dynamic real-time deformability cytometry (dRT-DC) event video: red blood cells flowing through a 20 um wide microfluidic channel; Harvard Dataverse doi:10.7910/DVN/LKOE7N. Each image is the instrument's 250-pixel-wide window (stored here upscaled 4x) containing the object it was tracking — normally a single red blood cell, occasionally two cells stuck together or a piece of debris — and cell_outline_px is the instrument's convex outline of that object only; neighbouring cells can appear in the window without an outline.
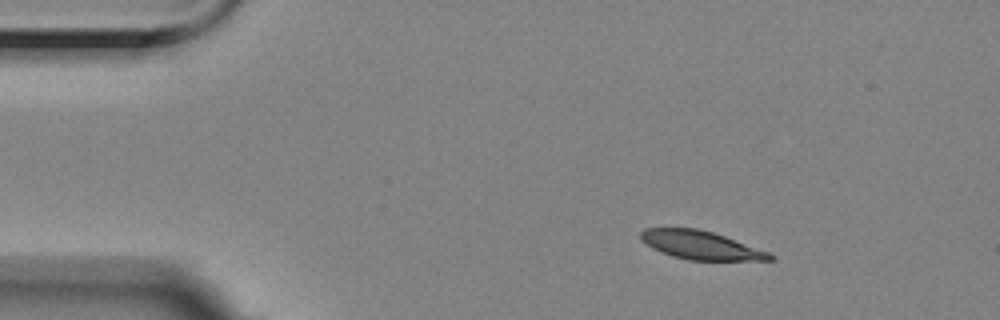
{"species": "Egyptian fruit bat (a non-hibernating species)", "species_latin": "Rousettus aegyptiacus", "temperature_condition": "room temperature", "stored_images_in_passage": 49, "camera_frame_rate_fps": 3000, "um_per_image_px": 0.085, "animal": {"sex": "female"}, "frame": {"image": 1, "passage_image": 1, "time_ms": 0.0, "image_size_px": [1000, 320], "cell_outline_px": [[776, 260], [688, 260], [672, 256], [660, 252], [652, 248], [640, 240], [640, 232], [644, 228], [696, 228], [712, 232], [724, 236], [768, 252], [776, 256]], "centroid_in_image_um": [59.53, 20.84], "position_along_channel_um": 25.5, "area_um2": 21.33}}
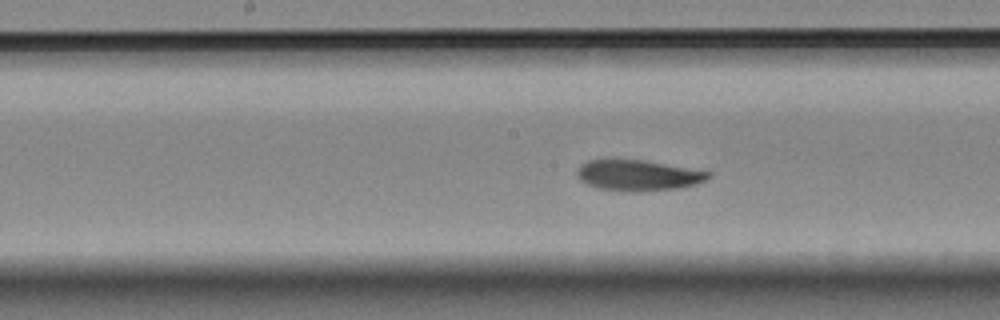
{"frame": {"image": 2, "passage_image": 21, "time_ms": 6.667, "image_size_px": [1000, 320], "cell_outline_px": [[712, 176], [696, 184], [680, 188], [640, 192], [632, 192], [600, 188], [588, 184], [580, 180], [576, 176], [576, 172], [580, 164], [588, 160], [640, 160], [712, 172]], "centroid_in_image_um": [54.23, 14.91], "position_along_channel_um": 194.0, "area_um2": 23.35}}
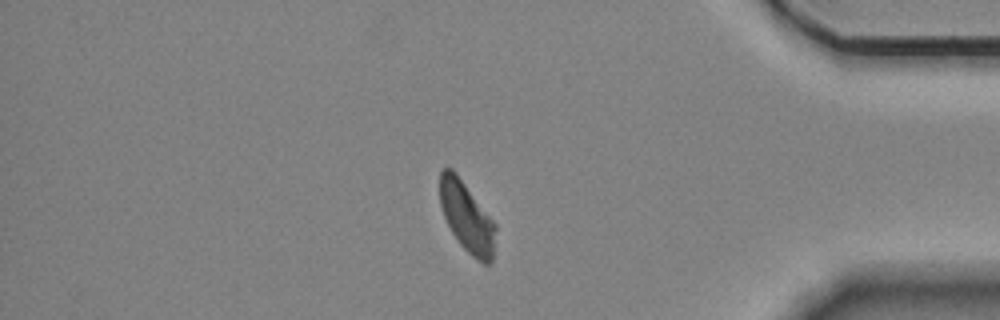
{"frame": {"image": 3, "passage_image": 41, "time_ms": 13.333, "image_size_px": [1000, 320], "cell_outline_px": [[496, 228], [492, 260], [488, 264], [484, 264], [472, 256], [460, 244], [452, 232], [444, 216], [440, 204], [440, 172], [444, 168], [452, 168], [456, 172], [496, 224]], "centroid_in_image_um": [39.68, 18.44], "position_along_channel_um": 395.5, "area_um2": 22.48}, "authors_computed_cell_mechanics": {"area_um2": 23.4668, "velocity_mm_per_s": 3.4831, "shape_relaxation_time_tau1_ms": 5.7209, "shape_relaxation_time_tau2_ms": null, "deformation_change_tau1": 0.1454, "deformation_change_tau2": null}}